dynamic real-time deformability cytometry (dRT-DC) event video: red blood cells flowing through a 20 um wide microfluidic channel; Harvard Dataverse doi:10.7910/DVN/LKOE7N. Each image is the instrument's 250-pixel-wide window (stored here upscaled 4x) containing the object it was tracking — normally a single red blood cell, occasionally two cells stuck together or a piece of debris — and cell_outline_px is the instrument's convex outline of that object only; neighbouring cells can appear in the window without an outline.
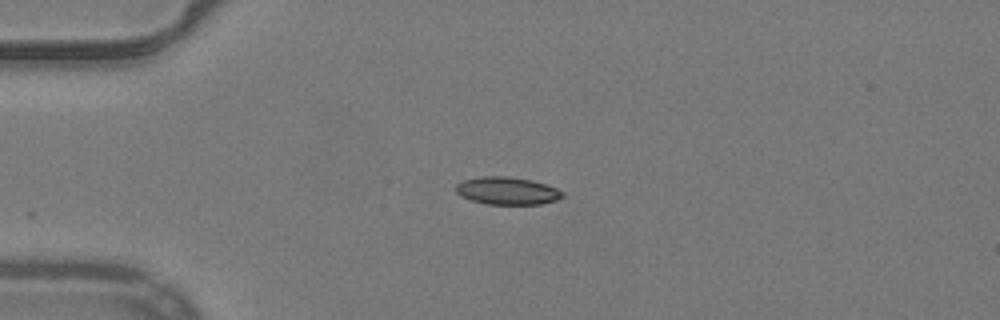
{"species": "common noctule bat (a hibernating species)", "species_latin": "Nyctalus noctula", "temperature_condition": "warm", "stored_images_in_passage": 8, "camera_frame_rate_fps": 3000, "um_per_image_px": 0.085, "animal": {"sex": "male", "body_mass_g": 19.2, "forearm_length_mm": 51.8}, "frame": {"image": 1, "passage_image": 1, "time_ms": 0.0, "image_size_px": [1000, 320], "cell_outline_px": [[564, 196], [556, 200], [540, 204], [488, 204], [472, 200], [460, 196], [456, 192], [456, 184], [464, 180], [480, 176], [508, 176], [532, 180], [556, 188], [564, 192]], "centroid_in_image_um": [43.1, 16.21], "position_along_channel_um": 41.9, "area_um2": 17.11}}
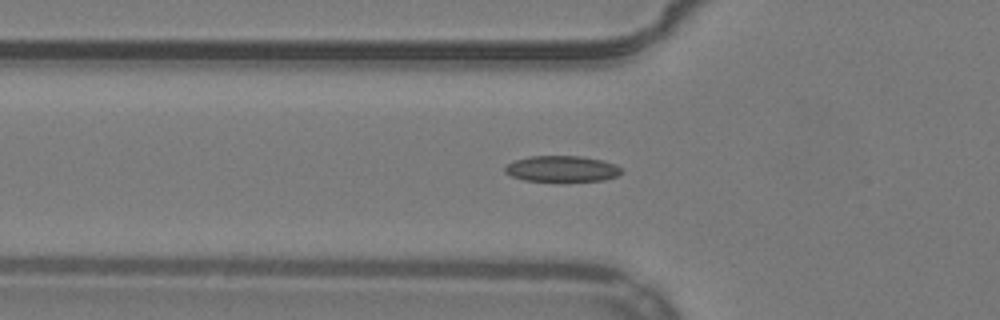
{"frame": {"image": 2, "passage_image": 6, "time_ms": 1.667, "image_size_px": [1000, 320], "cell_outline_px": [[624, 172], [616, 176], [604, 180], [524, 180], [512, 176], [504, 172], [504, 168], [508, 164], [516, 160], [528, 156], [580, 156], [604, 160], [616, 164]], "centroid_in_image_um": [47.78, 14.33], "position_along_channel_um": 78.0, "area_um2": 17.4}}